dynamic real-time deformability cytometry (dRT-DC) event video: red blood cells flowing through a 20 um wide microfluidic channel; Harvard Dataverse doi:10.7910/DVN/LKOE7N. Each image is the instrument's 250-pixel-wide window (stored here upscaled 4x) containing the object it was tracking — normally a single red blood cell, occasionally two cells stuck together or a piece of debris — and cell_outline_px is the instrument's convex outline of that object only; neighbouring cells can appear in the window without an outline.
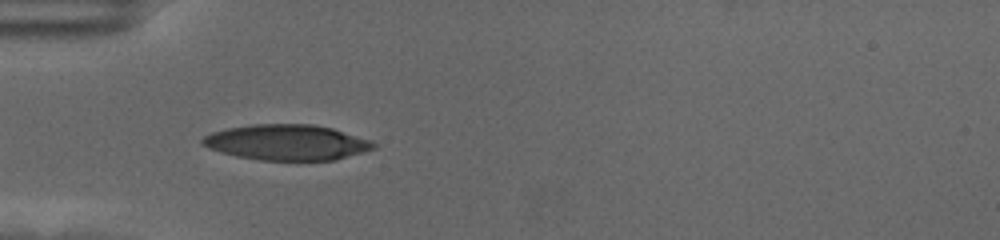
{"species": "human", "species_latin": "Homo sapiens", "temperature_condition": "cold", "stored_images_in_passage": 11, "camera_frame_rate_fps": 3000, "um_per_image_px": 0.085, "donor": {"sex": "female"}, "frame": {"image": 1, "passage_image": 4, "time_ms": 1.0, "image_size_px": [1000, 240], "cell_outline_px": [[376, 148], [336, 160], [260, 160], [236, 156], [220, 152], [208, 148], [200, 144], [200, 140], [204, 136], [212, 132], [224, 128], [252, 124], [312, 124], [332, 128], [372, 140], [376, 144]], "centroid_in_image_um": [24.36, 12.1], "position_along_channel_um": 60.6, "area_um2": 35.72}}
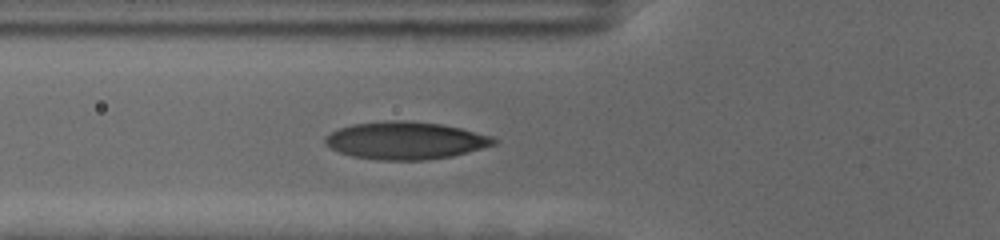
{"frame": {"image": 2, "passage_image": 7, "time_ms": 2.0, "image_size_px": [1000, 240], "cell_outline_px": [[500, 140], [496, 144], [468, 152], [452, 156], [424, 160], [376, 160], [352, 156], [340, 152], [324, 144], [324, 136], [340, 128], [352, 124], [388, 120], [404, 120], [440, 124], [460, 128], [492, 136]], "centroid_in_image_um": [34.47, 11.94], "position_along_channel_um": 91.3, "area_um2": 36.93}}
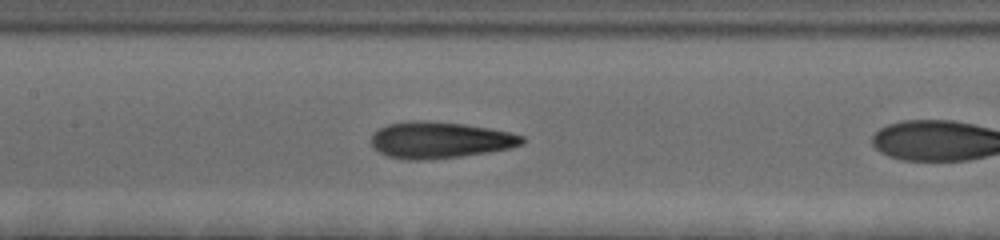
{"frame": {"image": 3, "passage_image": 10, "time_ms": 3.0, "image_size_px": [1000, 240], "cell_outline_px": [[524, 144], [512, 148], [488, 152], [460, 156], [420, 160], [404, 160], [388, 156], [372, 148], [372, 136], [380, 128], [388, 124], [408, 120], [428, 120], [464, 124], [488, 128], [508, 132], [524, 136]], "centroid_in_image_um": [37.39, 11.9], "position_along_channel_um": 170.0, "area_um2": 32.08}}